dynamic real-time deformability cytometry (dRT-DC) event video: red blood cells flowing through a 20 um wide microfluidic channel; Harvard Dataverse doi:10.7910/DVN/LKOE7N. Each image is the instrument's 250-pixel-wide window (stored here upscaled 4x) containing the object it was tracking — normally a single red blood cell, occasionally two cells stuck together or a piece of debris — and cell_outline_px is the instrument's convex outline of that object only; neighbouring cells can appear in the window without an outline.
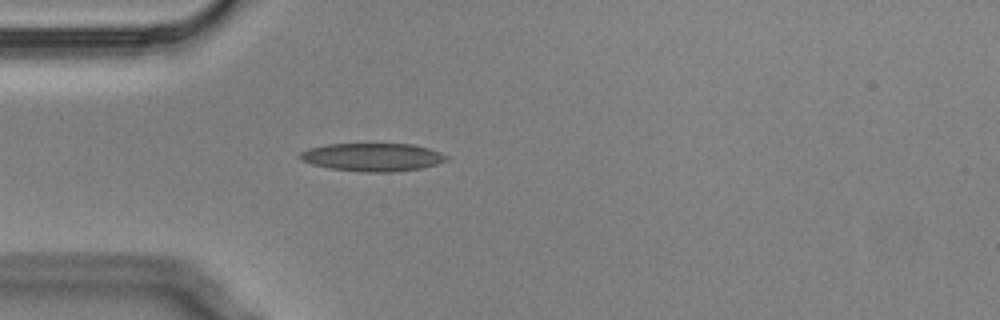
{"species": "Egyptian fruit bat (a non-hibernating species)", "species_latin": "Rousettus aegyptiacus", "temperature_condition": "cold", "stored_images_in_passage": 46, "camera_frame_rate_fps": 3000, "um_per_image_px": 0.085, "animal": {"sex": "male"}, "frame": {"image": 1, "passage_image": 8, "time_ms": 2.333, "image_size_px": [1000, 320], "cell_outline_px": [[448, 160], [436, 164], [420, 168], [392, 172], [364, 172], [332, 168], [312, 164], [300, 160], [296, 156], [300, 152], [308, 148], [328, 144], [412, 144], [428, 148], [440, 152], [448, 156]], "centroid_in_image_um": [31.64, 13.35], "position_along_channel_um": 53.4, "area_um2": 23.93}}
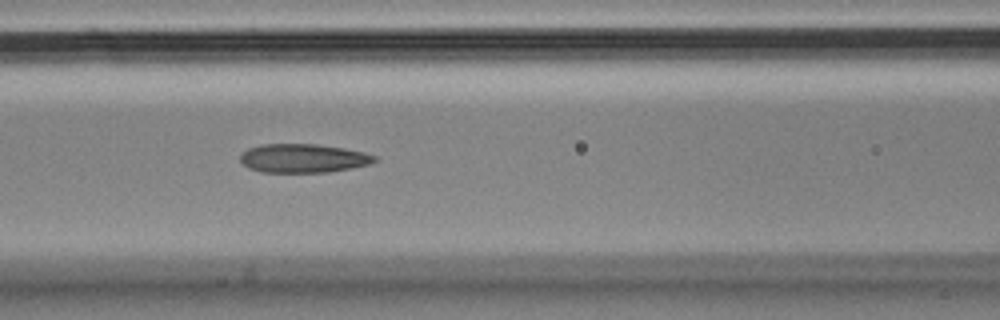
{"frame": {"image": 2, "passage_image": 16, "time_ms": 5.0, "image_size_px": [1000, 320], "cell_outline_px": [[376, 160], [368, 164], [352, 168], [328, 172], [260, 172], [248, 168], [240, 160], [240, 156], [248, 148], [260, 144], [316, 144], [344, 148], [364, 152], [376, 156]], "centroid_in_image_um": [25.75, 13.45], "position_along_channel_um": 140.8, "area_um2": 22.48}}
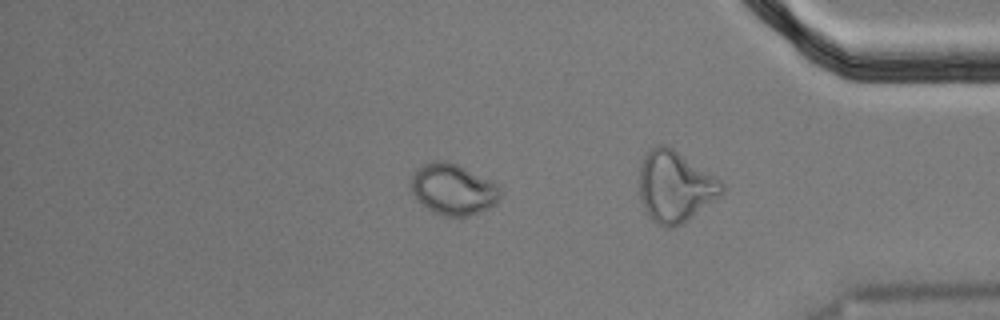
{"frame": {"image": 3, "passage_image": 37, "time_ms": 12.0, "image_size_px": [1000, 320], "cell_outline_px": [[500, 196], [488, 208], [480, 212], [468, 216], [444, 216], [432, 212], [412, 192], [412, 172], [424, 164], [436, 160], [440, 160], [456, 164], [496, 184], [500, 188]], "centroid_in_image_um": [38.49, 16.1], "position_along_channel_um": 396.7, "area_um2": 25.78}, "authors_computed_cell_mechanics": {"area_um2": 23.1778, "velocity_mm_per_s": 3.5007, "shape_relaxation_time_tau1_ms": 9.8299, "shape_relaxation_time_tau2_ms": null, "deformation_change_tau1": 0.407, "deformation_change_tau2": null}}